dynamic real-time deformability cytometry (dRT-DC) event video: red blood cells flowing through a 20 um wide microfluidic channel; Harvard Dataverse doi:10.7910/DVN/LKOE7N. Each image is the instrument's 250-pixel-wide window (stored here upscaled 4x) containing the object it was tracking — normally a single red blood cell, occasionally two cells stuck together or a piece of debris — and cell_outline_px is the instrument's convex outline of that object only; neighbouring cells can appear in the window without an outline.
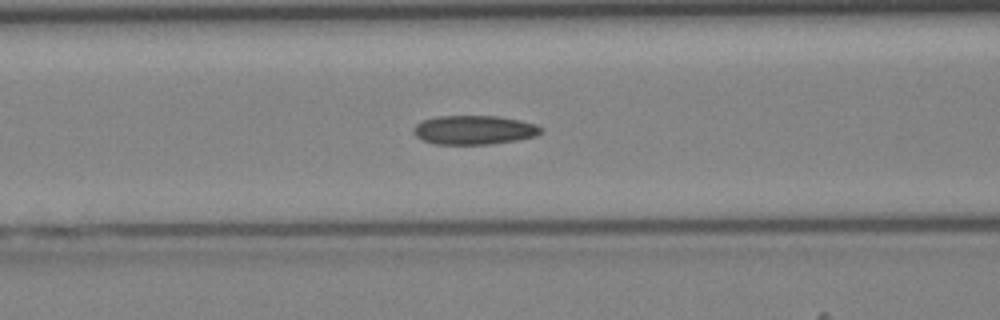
{"species": "Egyptian fruit bat (a non-hibernating species)", "species_latin": "Rousettus aegyptiacus", "temperature_condition": "cold", "stored_images_in_passage": 41, "camera_frame_rate_fps": 3000, "um_per_image_px": 0.085, "animal": {"sex": "female"}, "frame": {"image": 1, "passage_image": 16, "time_ms": 5.0, "image_size_px": [1000, 320], "cell_outline_px": [[544, 132], [536, 136], [516, 140], [488, 144], [436, 144], [424, 140], [416, 136], [412, 132], [412, 128], [420, 120], [436, 116], [496, 116], [520, 120], [536, 124]], "centroid_in_image_um": [40.27, 11.04], "position_along_channel_um": 126.3, "area_um2": 21.62}}
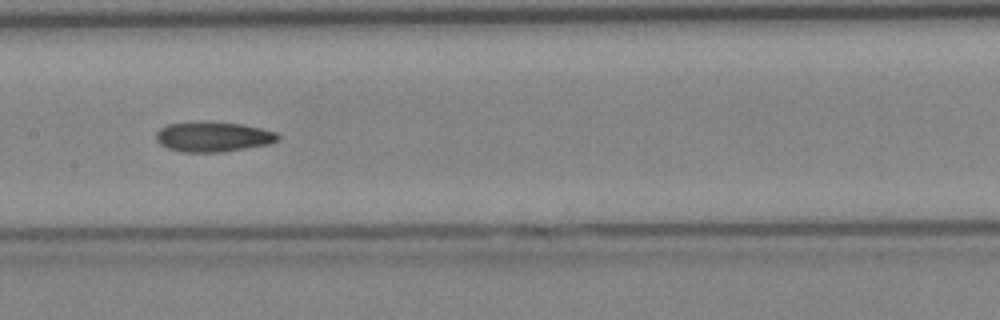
{"frame": {"image": 2, "passage_image": 20, "time_ms": 6.333, "image_size_px": [1000, 320], "cell_outline_px": [[280, 136], [276, 140], [268, 144], [220, 152], [184, 152], [168, 148], [160, 144], [156, 140], [156, 132], [160, 128], [168, 124], [200, 120], [204, 120], [240, 124], [260, 128], [276, 132]], "centroid_in_image_um": [18.06, 11.6], "position_along_channel_um": 189.3, "area_um2": 21.39}}
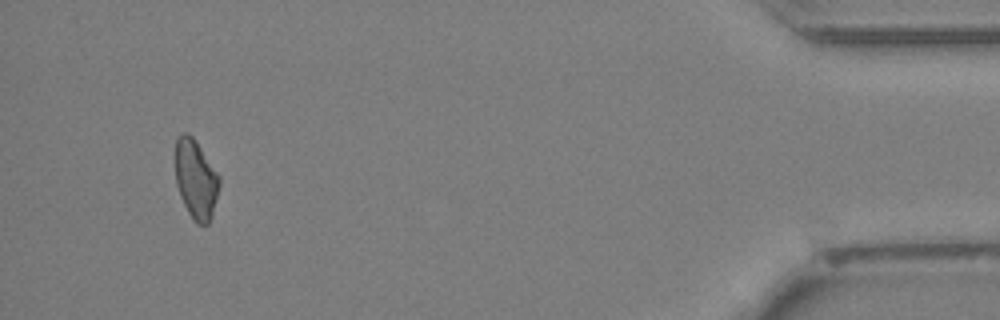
{"frame": {"image": 3, "passage_image": 39, "time_ms": 12.667, "image_size_px": [1000, 320], "cell_outline_px": [[220, 184], [212, 216], [208, 224], [196, 224], [188, 212], [180, 196], [176, 184], [176, 140], [184, 132], [188, 132], [192, 136], [220, 176]], "centroid_in_image_um": [16.66, 15.26], "position_along_channel_um": 418.5, "area_um2": 20.11}}